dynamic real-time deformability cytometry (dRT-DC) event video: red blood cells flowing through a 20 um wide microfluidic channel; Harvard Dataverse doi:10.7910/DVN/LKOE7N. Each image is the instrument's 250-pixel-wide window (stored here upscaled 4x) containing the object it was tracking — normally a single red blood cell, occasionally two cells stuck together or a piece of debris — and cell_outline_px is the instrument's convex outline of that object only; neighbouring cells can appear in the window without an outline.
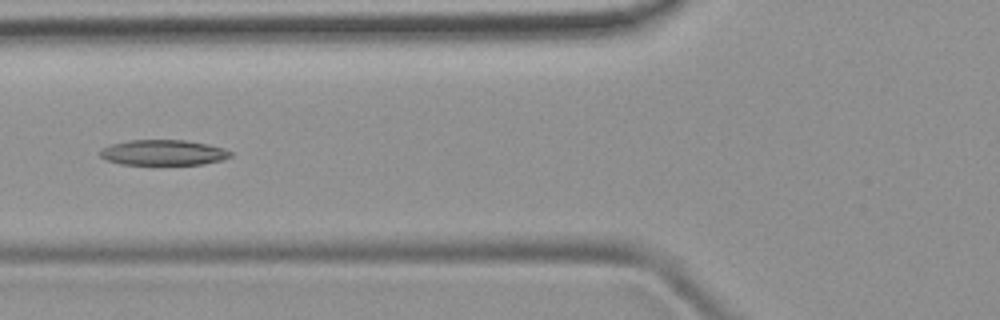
{"species": "common noctule bat (a hibernating species)", "species_latin": "Nyctalus noctula", "temperature_condition": "room temperature", "stored_images_in_passage": 7, "camera_frame_rate_fps": 3000, "um_per_image_px": 0.085, "animal": {"sex": "female", "body_mass_g": 19.9}, "frame": {"image": 1, "passage_image": 5, "time_ms": 4.667, "image_size_px": [1000, 320], "cell_outline_px": [[232, 156], [224, 160], [204, 164], [152, 168], [120, 164], [108, 160], [100, 156], [100, 148], [112, 144], [128, 140], [184, 140], [208, 144], [224, 148], [232, 152]], "centroid_in_image_um": [13.88, 13.03], "position_along_channel_um": 111.9, "area_um2": 20.58}}
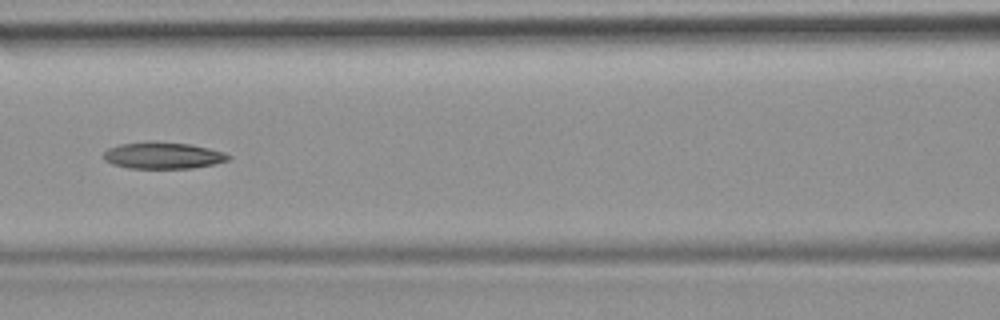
{"frame": {"image": 2, "passage_image": 6, "time_ms": 5.667, "image_size_px": [1000, 320], "cell_outline_px": [[232, 156], [228, 160], [212, 164], [192, 168], [128, 168], [112, 164], [104, 160], [104, 152], [108, 148], [120, 144], [188, 144], [208, 148], [224, 152]], "centroid_in_image_um": [13.86, 13.26], "position_along_channel_um": 152.7, "area_um2": 18.44}}
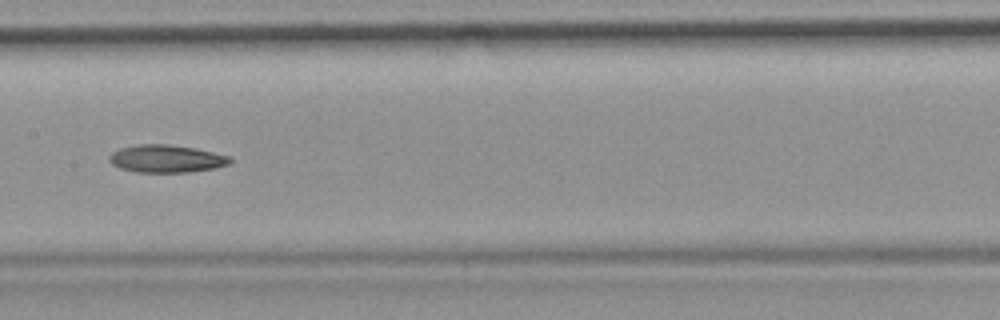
{"frame": {"image": 3, "passage_image": 7, "time_ms": 6.667, "image_size_px": [1000, 320], "cell_outline_px": [[232, 160], [228, 164], [216, 168], [188, 172], [136, 172], [120, 168], [112, 164], [108, 160], [108, 156], [112, 152], [120, 148], [140, 144], [168, 144], [196, 148], [228, 156]], "centroid_in_image_um": [14.11, 13.49], "position_along_channel_um": 193.3, "area_um2": 19.42}}